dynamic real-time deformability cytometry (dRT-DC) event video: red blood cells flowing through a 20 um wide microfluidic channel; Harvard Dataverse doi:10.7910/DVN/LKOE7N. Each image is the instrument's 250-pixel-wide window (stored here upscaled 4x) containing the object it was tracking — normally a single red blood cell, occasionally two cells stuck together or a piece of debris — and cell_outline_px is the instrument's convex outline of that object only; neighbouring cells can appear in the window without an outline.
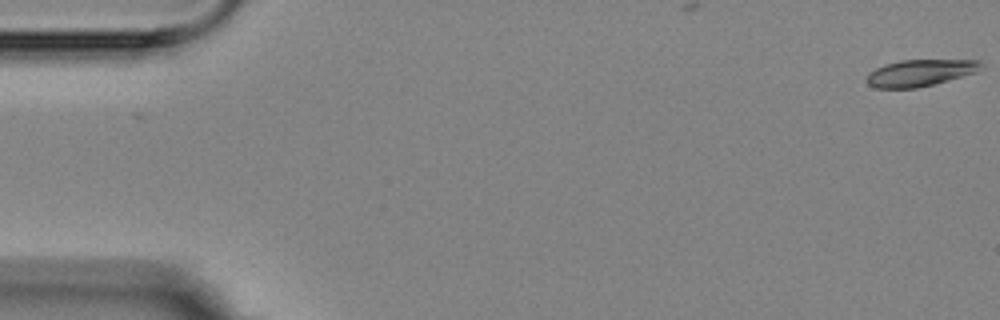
{"species": "Egyptian fruit bat (a non-hibernating species)", "species_latin": "Rousettus aegyptiacus", "temperature_condition": "room temperature", "stored_images_in_passage": 2, "camera_frame_rate_fps": 3000, "um_per_image_px": 0.085, "animal": {"sex": "female"}, "frame": {"image": 1, "passage_image": 2, "time_ms": 1.0, "image_size_px": [1000, 320], "cell_outline_px": [[984, 68], [976, 72], [948, 80], [916, 88], [876, 88], [868, 84], [864, 80], [868, 72], [884, 64], [900, 60], [980, 60], [984, 64]], "centroid_in_image_um": [78.19, 6.18], "position_along_channel_um": 6.8, "area_um2": 17.92}}